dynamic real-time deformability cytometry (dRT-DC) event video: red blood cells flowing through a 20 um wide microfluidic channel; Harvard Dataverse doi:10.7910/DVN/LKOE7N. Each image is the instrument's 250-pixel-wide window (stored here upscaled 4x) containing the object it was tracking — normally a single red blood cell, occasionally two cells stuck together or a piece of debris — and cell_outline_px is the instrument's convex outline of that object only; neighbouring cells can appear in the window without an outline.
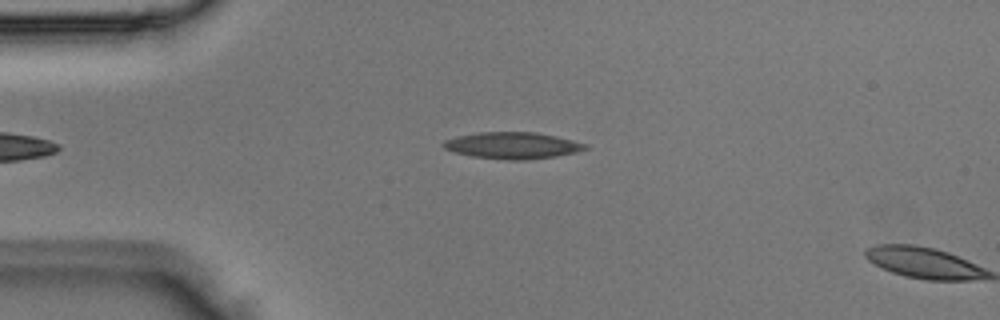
{"species": "Egyptian fruit bat (a non-hibernating species)", "species_latin": "Rousettus aegyptiacus", "temperature_condition": "room temperature", "stored_images_in_passage": 3, "camera_frame_rate_fps": 3000, "um_per_image_px": 0.085, "animal": {"sex": "male"}, "frame": {"image": 1, "passage_image": 3, "time_ms": 0.667, "image_size_px": [1000, 320], "cell_outline_px": [[588, 148], [576, 152], [556, 156], [528, 160], [508, 160], [472, 156], [452, 152], [444, 148], [440, 144], [444, 140], [456, 136], [480, 132], [536, 132], [556, 136], [588, 144]], "centroid_in_image_um": [43.54, 12.36], "position_along_channel_um": 41.5, "area_um2": 22.14}}